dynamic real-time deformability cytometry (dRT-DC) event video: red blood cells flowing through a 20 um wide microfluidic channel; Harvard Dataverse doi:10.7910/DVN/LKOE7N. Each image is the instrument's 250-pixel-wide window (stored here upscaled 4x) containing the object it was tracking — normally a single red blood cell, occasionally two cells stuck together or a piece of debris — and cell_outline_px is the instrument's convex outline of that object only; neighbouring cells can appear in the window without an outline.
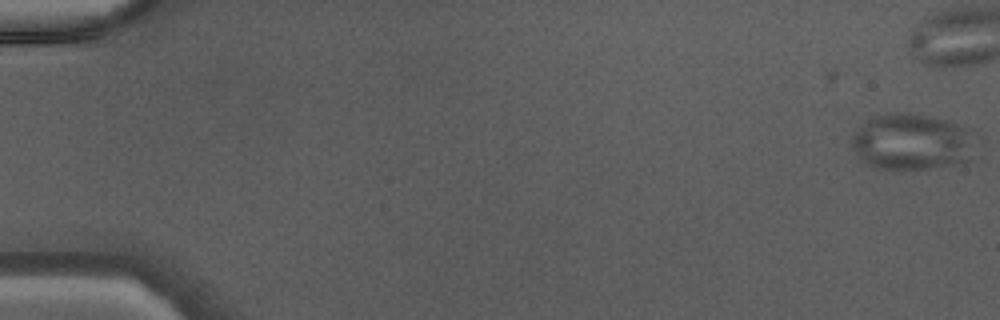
{"species": "Egyptian fruit bat (a non-hibernating species)", "species_latin": "Rousettus aegyptiacus", "temperature_condition": "warm", "stored_images_in_passage": 39, "camera_frame_rate_fps": 3000, "um_per_image_px": 0.085, "animal": {"sex": "male"}, "frame": {"image": 1, "passage_image": 1, "time_ms": 0.0, "image_size_px": [1000, 320], "cell_outline_px": [[972, 160], [964, 164], [932, 168], [876, 168], [864, 164], [852, 148], [852, 136], [860, 124], [872, 116], [880, 112], [912, 112], [948, 120], [972, 128]], "centroid_in_image_um": [77.51, 12.03], "position_along_channel_um": 7.5, "area_um2": 41.56}}